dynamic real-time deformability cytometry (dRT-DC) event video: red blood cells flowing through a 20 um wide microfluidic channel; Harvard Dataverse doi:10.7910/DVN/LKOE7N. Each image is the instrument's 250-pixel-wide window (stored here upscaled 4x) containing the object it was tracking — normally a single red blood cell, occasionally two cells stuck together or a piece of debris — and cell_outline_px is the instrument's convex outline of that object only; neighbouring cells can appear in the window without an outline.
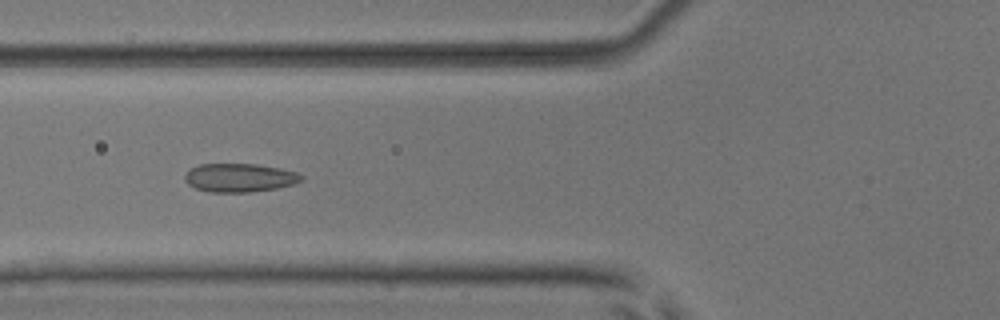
{"species": "common noctule bat (a hibernating species)", "species_latin": "Nyctalus noctula", "temperature_condition": "room temperature", "stored_images_in_passage": 51, "camera_frame_rate_fps": 3000, "um_per_image_px": 0.085, "animal": {"sex": "male", "body_mass_g": 17.9, "forearm_length_mm": 54.2}, "frame": {"image": 1, "passage_image": 20, "time_ms": 6.333, "image_size_px": [1000, 320], "cell_outline_px": [[304, 180], [292, 184], [276, 188], [248, 192], [208, 192], [196, 188], [188, 184], [184, 180], [184, 176], [192, 168], [200, 164], [256, 164], [280, 168], [296, 172], [304, 176]], "centroid_in_image_um": [20.37, 15.1], "position_along_channel_um": 105.4, "area_um2": 19.31}}
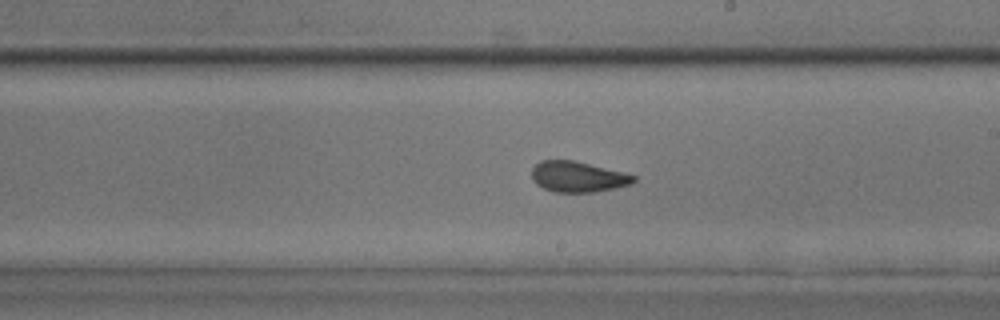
{"frame": {"image": 2, "passage_image": 30, "time_ms": 9.667, "image_size_px": [1000, 320], "cell_outline_px": [[636, 180], [632, 184], [616, 188], [592, 192], [556, 192], [544, 188], [536, 184], [532, 180], [532, 168], [540, 160], [572, 160], [624, 172], [636, 176]], "centroid_in_image_um": [49.12, 15.02], "position_along_channel_um": 239.9, "area_um2": 18.21}}
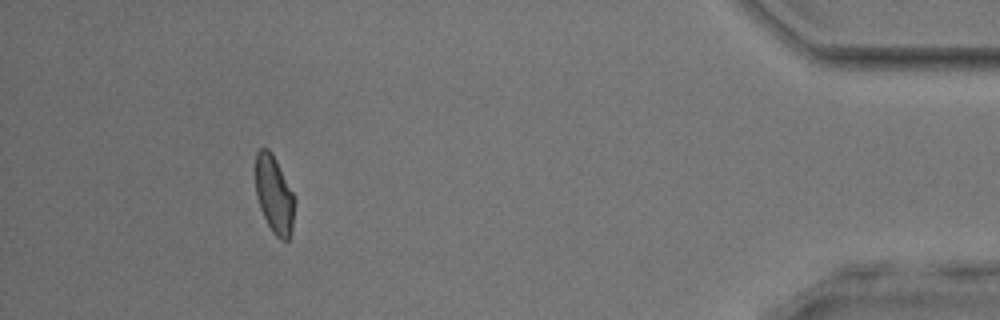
{"frame": {"image": 3, "passage_image": 47, "time_ms": 15.333, "image_size_px": [1000, 320], "cell_outline_px": [[296, 200], [292, 232], [288, 240], [280, 240], [272, 232], [260, 208], [256, 196], [256, 152], [260, 148], [268, 148], [272, 152], [296, 196]], "centroid_in_image_um": [23.34, 16.55], "position_along_channel_um": 411.9, "area_um2": 18.09}, "authors_computed_cell_mechanics": {"area_um2": 18.7272, "velocity_mm_per_s": 4.0514, "shape_relaxation_time_tau1_ms": 6.4648, "shape_relaxation_time_tau2_ms": 1.2376, "deformation_change_tau1": 0.1255, "deformation_change_tau2": 0.0526}}